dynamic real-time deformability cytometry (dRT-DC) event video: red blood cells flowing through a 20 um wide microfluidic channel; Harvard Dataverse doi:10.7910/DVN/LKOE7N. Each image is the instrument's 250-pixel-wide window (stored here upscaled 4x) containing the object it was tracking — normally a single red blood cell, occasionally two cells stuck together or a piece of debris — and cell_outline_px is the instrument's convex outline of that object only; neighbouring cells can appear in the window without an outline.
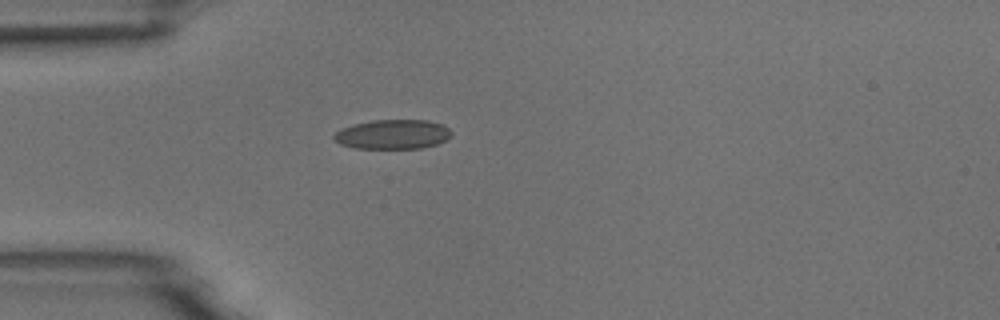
{"species": "common noctule bat (a hibernating species)", "species_latin": "Nyctalus noctula", "temperature_condition": "room temperature", "stored_images_in_passage": 1, "camera_frame_rate_fps": 3000, "um_per_image_px": 0.085, "animal": {"sex": "male", "body_mass_g": 18.8}, "frame": {"image": 1, "passage_image": 1, "time_ms": 0.0, "image_size_px": [1000, 320], "cell_outline_px": [[452, 136], [436, 144], [420, 148], [352, 148], [340, 144], [332, 140], [332, 136], [336, 132], [352, 124], [372, 120], [428, 120], [444, 124], [452, 132]], "centroid_in_image_um": [33.37, 11.41], "position_along_channel_um": 51.6, "area_um2": 20.29}}